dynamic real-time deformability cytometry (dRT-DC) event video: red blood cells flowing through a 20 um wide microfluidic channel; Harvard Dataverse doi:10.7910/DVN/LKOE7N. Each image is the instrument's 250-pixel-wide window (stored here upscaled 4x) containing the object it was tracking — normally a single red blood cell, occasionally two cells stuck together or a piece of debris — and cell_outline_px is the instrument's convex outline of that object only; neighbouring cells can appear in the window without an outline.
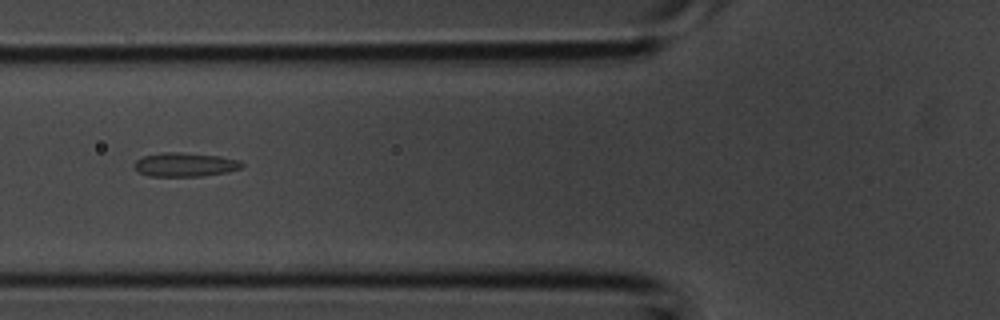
{"species": "common noctule bat (a hibernating species)", "species_latin": "Nyctalus noctula", "temperature_condition": "room temperature", "stored_images_in_passage": 4, "camera_frame_rate_fps": 3000, "um_per_image_px": 0.085, "animal": {"sex": "male", "body_mass_g": 20.1, "forearm_length_mm": 53.5}, "frame": {"image": 1, "passage_image": 4, "time_ms": 1.0, "image_size_px": [1000, 320], "cell_outline_px": [[244, 168], [228, 172], [204, 176], [148, 176], [140, 172], [136, 168], [136, 160], [144, 156], [164, 152], [180, 152], [220, 156], [240, 160], [244, 164]], "centroid_in_image_um": [15.81, 13.99], "position_along_channel_um": 110.0, "area_um2": 15.03}}